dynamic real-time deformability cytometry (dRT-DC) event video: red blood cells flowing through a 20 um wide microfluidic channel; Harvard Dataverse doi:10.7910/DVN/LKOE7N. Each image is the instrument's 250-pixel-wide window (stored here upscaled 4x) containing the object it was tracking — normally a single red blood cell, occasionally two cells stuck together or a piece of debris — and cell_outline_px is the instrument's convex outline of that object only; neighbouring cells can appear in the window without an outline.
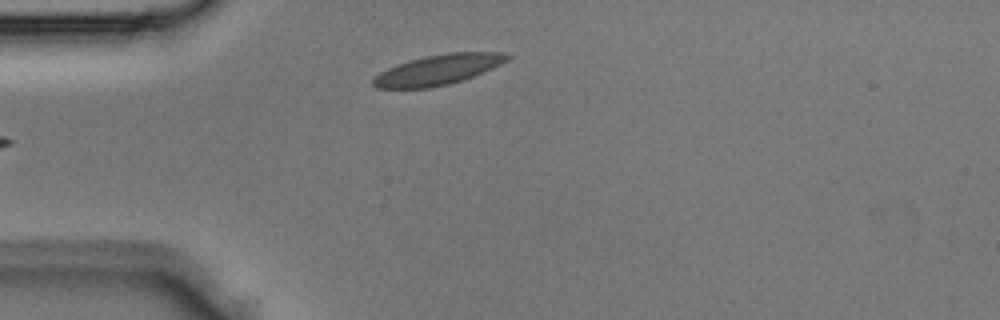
{"species": "Egyptian fruit bat (a non-hibernating species)", "species_latin": "Rousettus aegyptiacus", "temperature_condition": "room temperature", "stored_images_in_passage": 2, "camera_frame_rate_fps": 3000, "um_per_image_px": 0.085, "animal": {"sex": "male"}, "frame": {"image": 1, "passage_image": 2, "time_ms": 0.333, "image_size_px": [1000, 320], "cell_outline_px": [[512, 56], [508, 60], [492, 68], [472, 76], [448, 84], [428, 88], [376, 88], [372, 84], [372, 80], [380, 72], [388, 68], [412, 60], [428, 56], [452, 52], [504, 52]], "centroid_in_image_um": [37.25, 5.93], "position_along_channel_um": 47.7, "area_um2": 23.06}}